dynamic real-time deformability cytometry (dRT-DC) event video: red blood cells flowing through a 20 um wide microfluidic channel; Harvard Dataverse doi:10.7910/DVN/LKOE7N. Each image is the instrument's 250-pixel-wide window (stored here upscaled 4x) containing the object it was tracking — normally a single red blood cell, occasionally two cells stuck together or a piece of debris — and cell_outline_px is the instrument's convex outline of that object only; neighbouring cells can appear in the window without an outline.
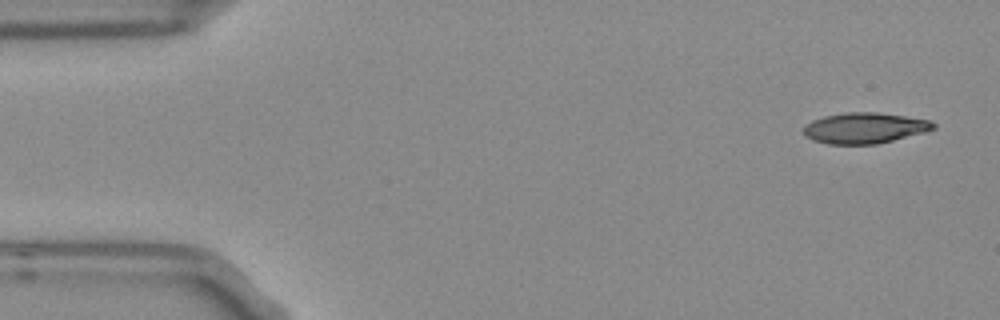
{"species": "Egyptian fruit bat (a non-hibernating species)", "species_latin": "Rousettus aegyptiacus", "temperature_condition": "room temperature", "stored_images_in_passage": 5, "camera_frame_rate_fps": 3000, "um_per_image_px": 0.085, "frame": {"image": 1, "passage_image": 1, "time_ms": 0.0, "image_size_px": [1000, 320], "cell_outline_px": [[936, 128], [924, 132], [876, 144], [828, 144], [812, 140], [804, 136], [804, 128], [812, 120], [824, 116], [848, 112], [880, 112], [932, 120], [936, 124]], "centroid_in_image_um": [73.51, 10.87], "position_along_channel_um": 11.5, "area_um2": 23.29}}
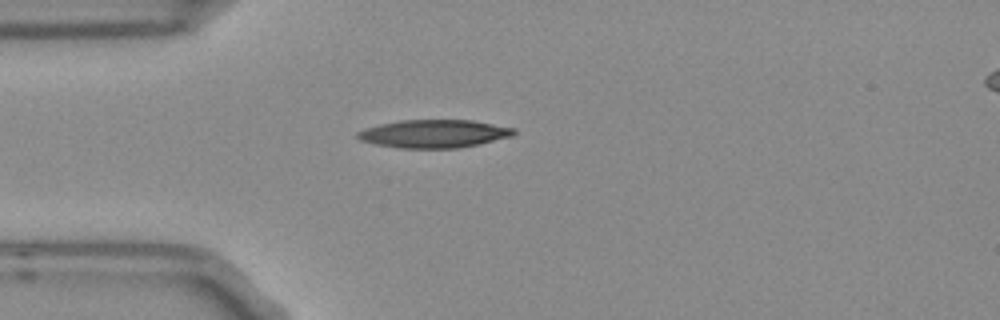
{"frame": {"image": 2, "passage_image": 4, "time_ms": 1.0, "image_size_px": [1000, 320], "cell_outline_px": [[516, 132], [512, 136], [480, 144], [460, 148], [396, 148], [376, 144], [360, 140], [356, 136], [356, 132], [364, 128], [380, 124], [400, 120], [472, 120], [516, 128]], "centroid_in_image_um": [36.89, 11.37], "position_along_channel_um": 48.1, "area_um2": 25.72}}